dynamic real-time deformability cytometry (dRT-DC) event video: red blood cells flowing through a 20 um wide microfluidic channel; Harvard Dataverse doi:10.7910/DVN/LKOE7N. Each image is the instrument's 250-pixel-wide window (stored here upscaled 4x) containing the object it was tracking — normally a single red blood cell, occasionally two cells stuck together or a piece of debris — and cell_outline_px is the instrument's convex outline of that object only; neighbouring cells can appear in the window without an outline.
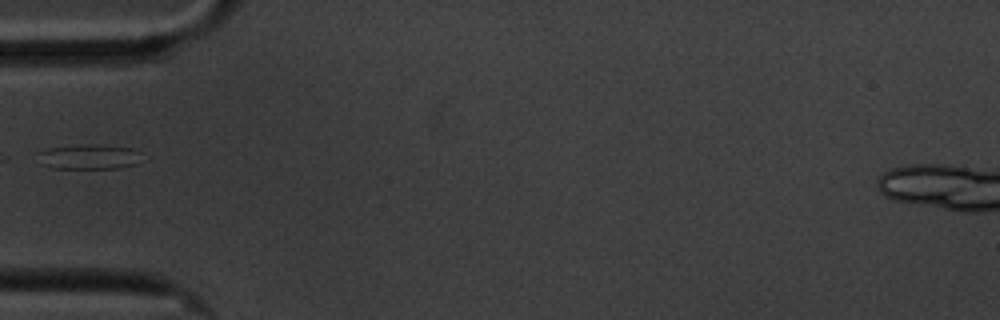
{"species": "common noctule bat (a hibernating species)", "species_latin": "Nyctalus noctula", "temperature_condition": "cold", "stored_images_in_passage": 15, "camera_frame_rate_fps": 3000, "um_per_image_px": 0.085, "animal": {"sex": "male", "body_mass_g": 20.1, "forearm_length_mm": 53.5}, "frame": {"image": 1, "passage_image": 5, "time_ms": 5.667, "image_size_px": [1000, 320], "cell_outline_px": [[140, 152], [136, 164], [116, 168], [52, 168], [40, 164], [36, 152], [48, 148], [80, 144], [104, 144], [132, 148]], "centroid_in_image_um": [7.5, 13.31], "position_along_channel_um": 77.5, "area_um2": 15.26}}
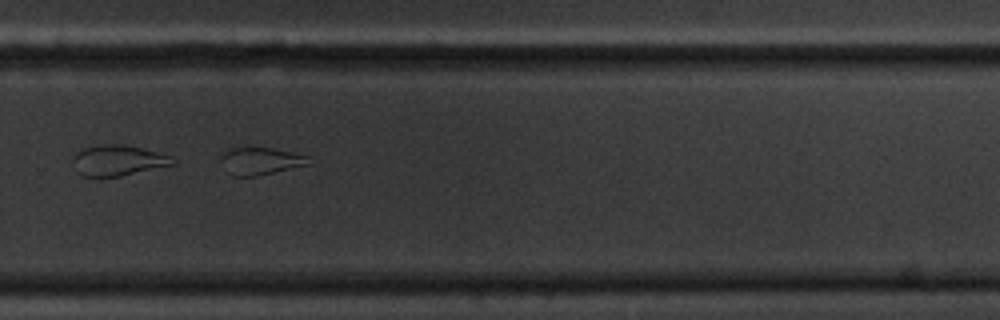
{"frame": {"image": 2, "passage_image": 11, "time_ms": 12.333, "image_size_px": [1000, 320], "cell_outline_px": [[312, 164], [260, 176], [232, 176], [228, 172], [220, 160], [220, 156], [224, 152], [232, 148], [272, 148], [292, 152], [308, 156]], "centroid_in_image_um": [22.18, 13.7], "position_along_channel_um": 307.6, "area_um2": 14.1}, "authors_computed_cell_mechanics": {"area_um2": 20.3456, "velocity_mm_per_s": 3.4565, "shape_relaxation_time_tau1_ms": null, "shape_relaxation_time_tau2_ms": 1.479, "deformation_change_tau1": null, "deformation_change_tau2": 0.0913}}